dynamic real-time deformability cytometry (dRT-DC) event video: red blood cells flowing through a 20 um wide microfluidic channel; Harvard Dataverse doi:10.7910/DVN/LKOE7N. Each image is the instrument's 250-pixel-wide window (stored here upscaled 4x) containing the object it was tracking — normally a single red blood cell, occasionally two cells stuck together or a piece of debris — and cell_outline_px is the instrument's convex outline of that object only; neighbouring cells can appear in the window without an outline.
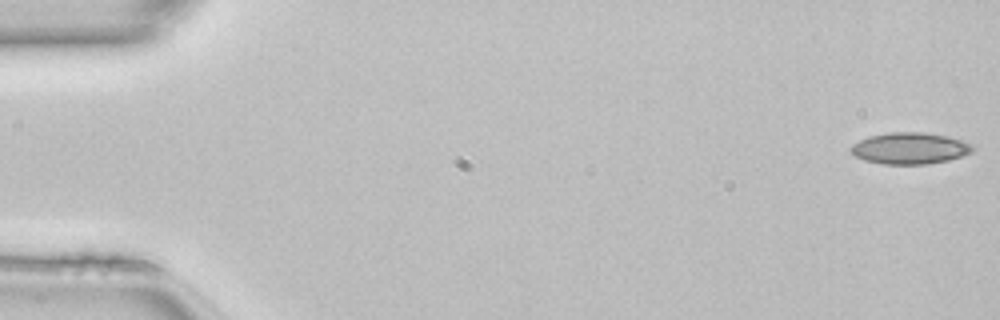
{"species": "common noctule bat (a hibernating species)", "species_latin": "Nyctalus noctula", "temperature_condition": "room temperature", "stored_images_in_passage": 3, "camera_frame_rate_fps": 3000, "um_per_image_px": 0.085, "animal": {"sex": "female", "body_mass_g": 22.7, "forearm_length_mm": 54.2}, "frame": {"image": 1, "passage_image": 1, "time_ms": 0.0, "image_size_px": [1000, 320], "cell_outline_px": [[976, 148], [972, 152], [948, 160], [928, 164], [880, 164], [864, 160], [856, 156], [848, 148], [852, 144], [868, 136], [888, 132], [924, 132], [948, 136], [972, 144]], "centroid_in_image_um": [77.32, 12.6], "position_along_channel_um": 7.7, "area_um2": 22.48}}